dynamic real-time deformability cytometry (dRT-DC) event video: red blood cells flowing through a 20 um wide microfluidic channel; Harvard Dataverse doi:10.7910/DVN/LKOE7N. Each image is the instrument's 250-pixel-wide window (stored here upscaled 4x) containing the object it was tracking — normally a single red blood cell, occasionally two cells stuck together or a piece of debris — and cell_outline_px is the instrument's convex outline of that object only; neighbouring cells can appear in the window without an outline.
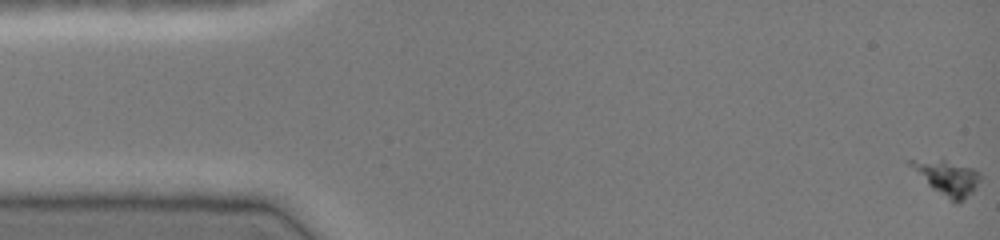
{"species": "common noctule bat (a hibernating species)", "species_latin": "Nyctalus noctula", "temperature_condition": "cold", "stored_images_in_passage": 3, "camera_frame_rate_fps": 3000, "um_per_image_px": 0.085, "animal": {"sex": "female", "body_mass_g": 19.0, "forearm_length_mm": 51.5}, "frame": {"image": 1, "passage_image": 1, "time_ms": 0.0, "image_size_px": [1000, 240], "cell_outline_px": [[984, 176], [964, 200], [952, 200], [928, 184], [904, 160], [944, 160], [972, 168], [980, 172]], "centroid_in_image_um": [80.55, 15.06], "position_along_channel_um": 4.5, "area_um2": 13.35}}